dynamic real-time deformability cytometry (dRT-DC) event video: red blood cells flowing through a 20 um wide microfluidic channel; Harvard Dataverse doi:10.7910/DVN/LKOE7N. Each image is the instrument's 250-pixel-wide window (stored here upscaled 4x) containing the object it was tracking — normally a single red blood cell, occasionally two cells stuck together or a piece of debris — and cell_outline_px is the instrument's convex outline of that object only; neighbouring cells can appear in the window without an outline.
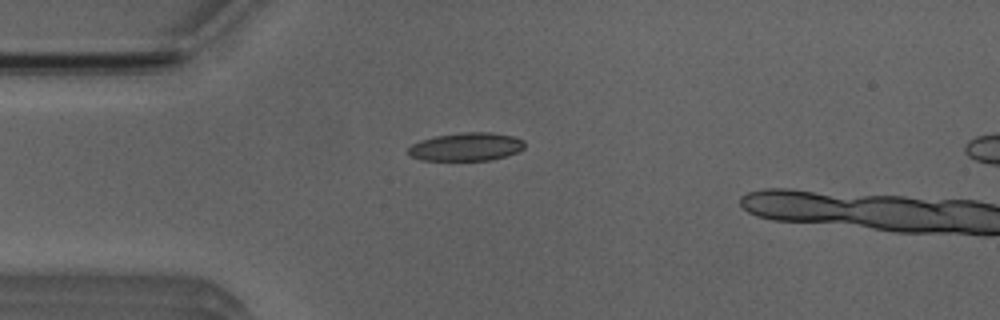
{"species": "Egyptian fruit bat (a non-hibernating species)", "species_latin": "Rousettus aegyptiacus", "temperature_condition": "room temperature", "stored_images_in_passage": 5, "camera_frame_rate_fps": 3000, "um_per_image_px": 0.085, "animal": {"sex": "male"}, "frame": {"image": 1, "passage_image": 4, "time_ms": 3.667, "image_size_px": [1000, 320], "cell_outline_px": [[524, 148], [508, 156], [492, 160], [420, 160], [412, 156], [408, 152], [408, 148], [412, 144], [420, 140], [436, 136], [460, 132], [492, 132], [512, 136], [524, 140]], "centroid_in_image_um": [39.64, 12.47], "position_along_channel_um": 45.4, "area_um2": 19.19}}